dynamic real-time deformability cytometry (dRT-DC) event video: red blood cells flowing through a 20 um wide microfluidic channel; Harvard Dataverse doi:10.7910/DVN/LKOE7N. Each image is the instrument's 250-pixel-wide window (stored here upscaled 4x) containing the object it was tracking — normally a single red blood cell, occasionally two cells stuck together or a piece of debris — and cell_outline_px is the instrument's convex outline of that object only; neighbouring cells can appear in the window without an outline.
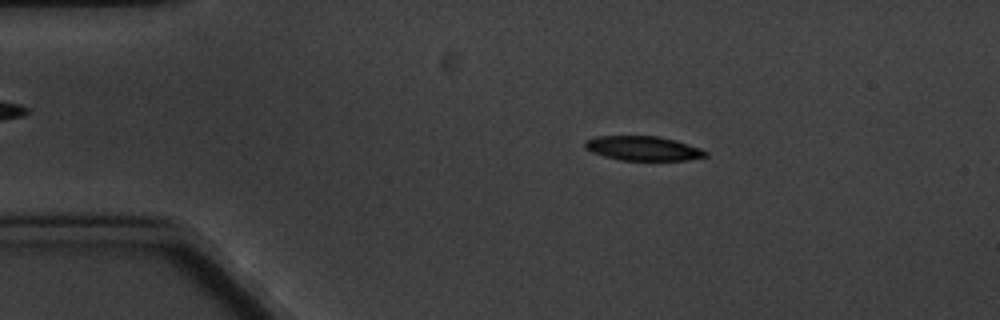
{"species": "common noctule bat (a hibernating species)", "species_latin": "Nyctalus noctula", "temperature_condition": "cold", "stored_images_in_passage": 5, "camera_frame_rate_fps": 3000, "um_per_image_px": 0.085, "animal": {"sex": "male", "body_mass_g": 20.1, "forearm_length_mm": 53.5}, "frame": {"image": 1, "passage_image": 2, "time_ms": 1.0, "image_size_px": [1000, 320], "cell_outline_px": [[708, 156], [688, 160], [620, 160], [604, 156], [592, 152], [584, 148], [584, 140], [596, 136], [656, 136], [672, 140], [700, 148], [708, 152]], "centroid_in_image_um": [54.62, 12.61], "position_along_channel_um": 30.4, "area_um2": 17.05}}
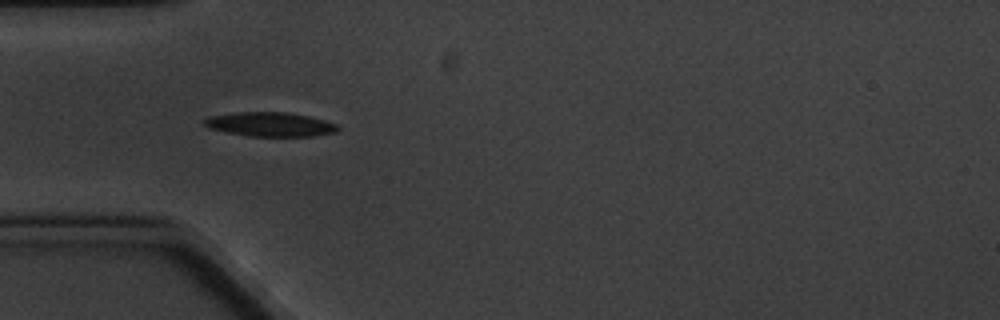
{"frame": {"image": 2, "passage_image": 4, "time_ms": 3.333, "image_size_px": [1000, 320], "cell_outline_px": [[340, 128], [336, 132], [312, 136], [248, 136], [228, 132], [212, 128], [204, 124], [204, 120], [208, 116], [236, 112], [284, 112], [308, 116], [324, 120], [336, 124]], "centroid_in_image_um": [22.98, 10.56], "position_along_channel_um": 62.0, "area_um2": 18.61}}